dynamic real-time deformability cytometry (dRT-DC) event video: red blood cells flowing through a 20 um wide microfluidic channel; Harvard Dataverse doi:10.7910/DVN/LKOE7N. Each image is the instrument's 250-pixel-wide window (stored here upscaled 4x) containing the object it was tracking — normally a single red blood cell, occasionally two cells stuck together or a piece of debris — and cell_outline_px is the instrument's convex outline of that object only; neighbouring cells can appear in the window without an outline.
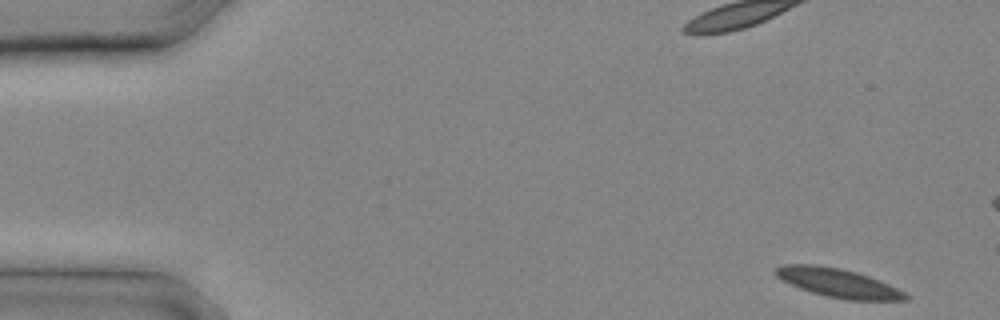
{"species": "common noctule bat (a hibernating species)", "species_latin": "Nyctalus noctula", "temperature_condition": "cold", "stored_images_in_passage": 8, "camera_frame_rate_fps": 3000, "um_per_image_px": 0.085, "animal": {"sex": "male", "body_mass_g": 20.4}, "frame": {"image": 1, "passage_image": 1, "time_ms": 0.0, "image_size_px": [1000, 320], "cell_outline_px": [[912, 296], [908, 300], [844, 300], [812, 292], [800, 288], [776, 276], [772, 272], [772, 268], [780, 264], [816, 264], [840, 268], [856, 272], [880, 280]], "centroid_in_image_um": [71.22, 24.03], "position_along_channel_um": 13.8, "area_um2": 21.91}}